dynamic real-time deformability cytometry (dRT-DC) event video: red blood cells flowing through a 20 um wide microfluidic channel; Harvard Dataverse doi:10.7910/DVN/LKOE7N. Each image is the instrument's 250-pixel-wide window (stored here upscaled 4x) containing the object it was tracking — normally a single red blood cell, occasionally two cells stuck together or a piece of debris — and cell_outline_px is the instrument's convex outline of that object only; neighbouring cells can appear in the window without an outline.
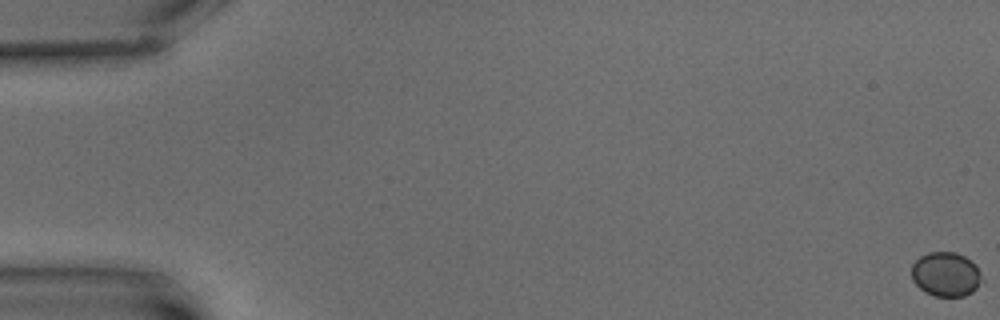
{"species": "common noctule bat (a hibernating species)", "species_latin": "Nyctalus noctula", "temperature_condition": "warm", "stored_images_in_passage": 5, "camera_frame_rate_fps": 3000, "um_per_image_px": 0.085, "animal": {"sex": "male", "body_mass_g": 15.6}, "frame": {"image": 1, "passage_image": 1, "time_ms": 0.0, "image_size_px": [1000, 320], "cell_outline_px": [[984, 280], [972, 292], [964, 296], [932, 296], [924, 292], [912, 280], [912, 264], [920, 256], [928, 252], [956, 252], [964, 256], [976, 264]], "centroid_in_image_um": [80.41, 23.31], "position_along_channel_um": 4.6, "area_um2": 18.38}}
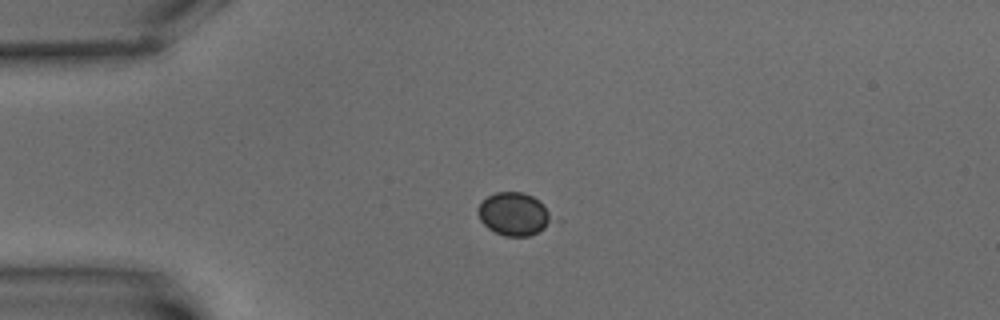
{"frame": {"image": 2, "passage_image": 5, "time_ms": 5.667, "image_size_px": [1000, 320], "cell_outline_px": [[564, 220], [528, 236], [504, 236], [488, 228], [480, 220], [480, 204], [488, 196], [496, 192], [524, 192], [532, 196], [544, 204]], "centroid_in_image_um": [43.88, 18.21], "position_along_channel_um": 41.1, "area_um2": 19.19}}